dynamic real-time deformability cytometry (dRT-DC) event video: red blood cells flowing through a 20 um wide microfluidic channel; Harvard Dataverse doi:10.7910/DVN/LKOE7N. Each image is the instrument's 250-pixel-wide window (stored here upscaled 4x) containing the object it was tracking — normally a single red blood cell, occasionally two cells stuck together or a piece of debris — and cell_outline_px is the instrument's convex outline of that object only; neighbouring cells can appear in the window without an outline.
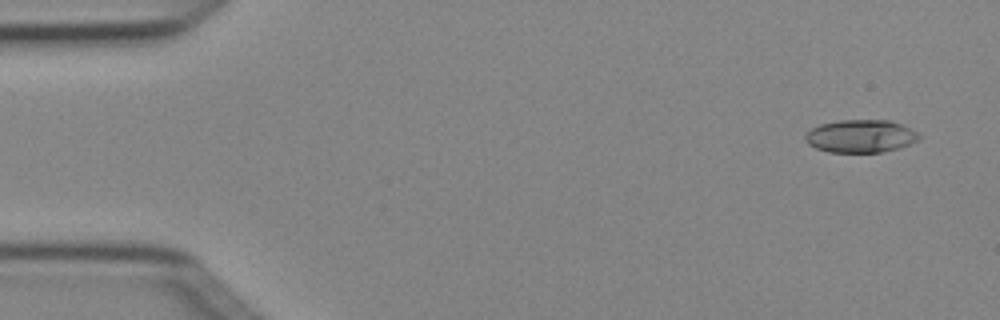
{"species": "Egyptian fruit bat (a non-hibernating species)", "species_latin": "Rousettus aegyptiacus", "temperature_condition": "cold", "stored_images_in_passage": 4, "camera_frame_rate_fps": 3000, "um_per_image_px": 0.085, "animal": {"sex": "female"}, "frame": {"image": 1, "passage_image": 1, "time_ms": 0.0, "image_size_px": [1000, 320], "cell_outline_px": [[920, 140], [900, 148], [884, 152], [828, 152], [816, 148], [808, 144], [804, 140], [804, 136], [812, 128], [820, 124], [840, 120], [888, 120], [904, 124], [916, 132], [920, 136]], "centroid_in_image_um": [73.17, 11.57], "position_along_channel_um": 11.8, "area_um2": 21.96}}
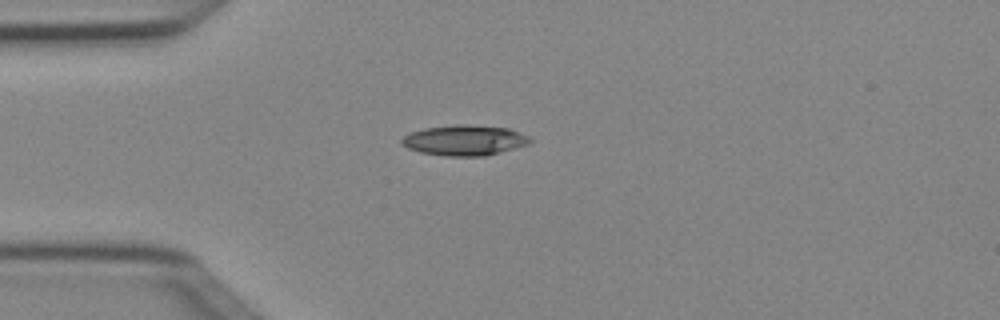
{"frame": {"image": 2, "passage_image": 4, "time_ms": 1.0, "image_size_px": [1000, 320], "cell_outline_px": [[532, 140], [528, 144], [500, 152], [484, 156], [444, 156], [420, 152], [408, 148], [400, 144], [400, 140], [404, 136], [412, 132], [424, 128], [460, 124], [464, 124], [508, 128], [528, 136]], "centroid_in_image_um": [39.45, 11.93], "position_along_channel_um": 45.5, "area_um2": 22.6}}